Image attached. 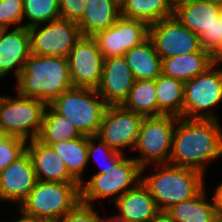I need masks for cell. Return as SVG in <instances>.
Instances as JSON below:
<instances>
[{
    "instance_id": "cell-27",
    "label": "cell",
    "mask_w": 222,
    "mask_h": 222,
    "mask_svg": "<svg viewBox=\"0 0 222 222\" xmlns=\"http://www.w3.org/2000/svg\"><path fill=\"white\" fill-rule=\"evenodd\" d=\"M66 164L70 175L81 184L88 164V137L63 140L50 145Z\"/></svg>"
},
{
    "instance_id": "cell-9",
    "label": "cell",
    "mask_w": 222,
    "mask_h": 222,
    "mask_svg": "<svg viewBox=\"0 0 222 222\" xmlns=\"http://www.w3.org/2000/svg\"><path fill=\"white\" fill-rule=\"evenodd\" d=\"M217 64L184 82L183 118L217 120L212 109L222 101V68L216 69Z\"/></svg>"
},
{
    "instance_id": "cell-13",
    "label": "cell",
    "mask_w": 222,
    "mask_h": 222,
    "mask_svg": "<svg viewBox=\"0 0 222 222\" xmlns=\"http://www.w3.org/2000/svg\"><path fill=\"white\" fill-rule=\"evenodd\" d=\"M148 30L146 22L120 16L112 26L97 32L93 38L104 58L118 57L146 41Z\"/></svg>"
},
{
    "instance_id": "cell-21",
    "label": "cell",
    "mask_w": 222,
    "mask_h": 222,
    "mask_svg": "<svg viewBox=\"0 0 222 222\" xmlns=\"http://www.w3.org/2000/svg\"><path fill=\"white\" fill-rule=\"evenodd\" d=\"M215 62L209 51L173 56L162 59V74L186 82L205 72Z\"/></svg>"
},
{
    "instance_id": "cell-28",
    "label": "cell",
    "mask_w": 222,
    "mask_h": 222,
    "mask_svg": "<svg viewBox=\"0 0 222 222\" xmlns=\"http://www.w3.org/2000/svg\"><path fill=\"white\" fill-rule=\"evenodd\" d=\"M82 135L76 130L69 118L58 114L50 105L46 106L40 133L37 139L46 144H56Z\"/></svg>"
},
{
    "instance_id": "cell-26",
    "label": "cell",
    "mask_w": 222,
    "mask_h": 222,
    "mask_svg": "<svg viewBox=\"0 0 222 222\" xmlns=\"http://www.w3.org/2000/svg\"><path fill=\"white\" fill-rule=\"evenodd\" d=\"M174 0H122L120 14L148 25L173 16Z\"/></svg>"
},
{
    "instance_id": "cell-43",
    "label": "cell",
    "mask_w": 222,
    "mask_h": 222,
    "mask_svg": "<svg viewBox=\"0 0 222 222\" xmlns=\"http://www.w3.org/2000/svg\"><path fill=\"white\" fill-rule=\"evenodd\" d=\"M213 222H222V212L216 217Z\"/></svg>"
},
{
    "instance_id": "cell-30",
    "label": "cell",
    "mask_w": 222,
    "mask_h": 222,
    "mask_svg": "<svg viewBox=\"0 0 222 222\" xmlns=\"http://www.w3.org/2000/svg\"><path fill=\"white\" fill-rule=\"evenodd\" d=\"M23 17L28 29L60 19L59 0H23Z\"/></svg>"
},
{
    "instance_id": "cell-20",
    "label": "cell",
    "mask_w": 222,
    "mask_h": 222,
    "mask_svg": "<svg viewBox=\"0 0 222 222\" xmlns=\"http://www.w3.org/2000/svg\"><path fill=\"white\" fill-rule=\"evenodd\" d=\"M113 204L119 211L116 215L127 222H149L159 211L154 198L142 181Z\"/></svg>"
},
{
    "instance_id": "cell-39",
    "label": "cell",
    "mask_w": 222,
    "mask_h": 222,
    "mask_svg": "<svg viewBox=\"0 0 222 222\" xmlns=\"http://www.w3.org/2000/svg\"><path fill=\"white\" fill-rule=\"evenodd\" d=\"M101 222H127V221L124 220L123 218H120L118 215L111 216L109 218L105 215V217L102 219Z\"/></svg>"
},
{
    "instance_id": "cell-2",
    "label": "cell",
    "mask_w": 222,
    "mask_h": 222,
    "mask_svg": "<svg viewBox=\"0 0 222 222\" xmlns=\"http://www.w3.org/2000/svg\"><path fill=\"white\" fill-rule=\"evenodd\" d=\"M17 93L50 105L63 92L73 88L68 59L30 54L16 79Z\"/></svg>"
},
{
    "instance_id": "cell-8",
    "label": "cell",
    "mask_w": 222,
    "mask_h": 222,
    "mask_svg": "<svg viewBox=\"0 0 222 222\" xmlns=\"http://www.w3.org/2000/svg\"><path fill=\"white\" fill-rule=\"evenodd\" d=\"M141 169L133 157H126L111 171L94 174L90 180L80 184L81 202L93 206L94 200L111 198L114 203L141 181Z\"/></svg>"
},
{
    "instance_id": "cell-15",
    "label": "cell",
    "mask_w": 222,
    "mask_h": 222,
    "mask_svg": "<svg viewBox=\"0 0 222 222\" xmlns=\"http://www.w3.org/2000/svg\"><path fill=\"white\" fill-rule=\"evenodd\" d=\"M135 78L124 56L104 59L97 92L108 106L122 105L134 85Z\"/></svg>"
},
{
    "instance_id": "cell-1",
    "label": "cell",
    "mask_w": 222,
    "mask_h": 222,
    "mask_svg": "<svg viewBox=\"0 0 222 222\" xmlns=\"http://www.w3.org/2000/svg\"><path fill=\"white\" fill-rule=\"evenodd\" d=\"M214 119L178 118L169 163L205 173L210 161L222 157V128Z\"/></svg>"
},
{
    "instance_id": "cell-3",
    "label": "cell",
    "mask_w": 222,
    "mask_h": 222,
    "mask_svg": "<svg viewBox=\"0 0 222 222\" xmlns=\"http://www.w3.org/2000/svg\"><path fill=\"white\" fill-rule=\"evenodd\" d=\"M154 173L141 176L142 183L154 198L159 210L167 211L173 205L194 197L205 187L201 172L170 163L154 164Z\"/></svg>"
},
{
    "instance_id": "cell-33",
    "label": "cell",
    "mask_w": 222,
    "mask_h": 222,
    "mask_svg": "<svg viewBox=\"0 0 222 222\" xmlns=\"http://www.w3.org/2000/svg\"><path fill=\"white\" fill-rule=\"evenodd\" d=\"M23 20V0H0V29L22 27Z\"/></svg>"
},
{
    "instance_id": "cell-36",
    "label": "cell",
    "mask_w": 222,
    "mask_h": 222,
    "mask_svg": "<svg viewBox=\"0 0 222 222\" xmlns=\"http://www.w3.org/2000/svg\"><path fill=\"white\" fill-rule=\"evenodd\" d=\"M87 0H59L60 18L78 23L86 10Z\"/></svg>"
},
{
    "instance_id": "cell-19",
    "label": "cell",
    "mask_w": 222,
    "mask_h": 222,
    "mask_svg": "<svg viewBox=\"0 0 222 222\" xmlns=\"http://www.w3.org/2000/svg\"><path fill=\"white\" fill-rule=\"evenodd\" d=\"M26 152L31 158L37 180L44 182L78 183L70 175L66 164L51 146L40 142L36 138L27 141Z\"/></svg>"
},
{
    "instance_id": "cell-29",
    "label": "cell",
    "mask_w": 222,
    "mask_h": 222,
    "mask_svg": "<svg viewBox=\"0 0 222 222\" xmlns=\"http://www.w3.org/2000/svg\"><path fill=\"white\" fill-rule=\"evenodd\" d=\"M122 106L143 117L157 116V95L154 80H135Z\"/></svg>"
},
{
    "instance_id": "cell-17",
    "label": "cell",
    "mask_w": 222,
    "mask_h": 222,
    "mask_svg": "<svg viewBox=\"0 0 222 222\" xmlns=\"http://www.w3.org/2000/svg\"><path fill=\"white\" fill-rule=\"evenodd\" d=\"M8 30L0 29V79L12 71L17 79L30 56V35L25 26Z\"/></svg>"
},
{
    "instance_id": "cell-24",
    "label": "cell",
    "mask_w": 222,
    "mask_h": 222,
    "mask_svg": "<svg viewBox=\"0 0 222 222\" xmlns=\"http://www.w3.org/2000/svg\"><path fill=\"white\" fill-rule=\"evenodd\" d=\"M135 80H155L162 73V59L147 39L124 54Z\"/></svg>"
},
{
    "instance_id": "cell-37",
    "label": "cell",
    "mask_w": 222,
    "mask_h": 222,
    "mask_svg": "<svg viewBox=\"0 0 222 222\" xmlns=\"http://www.w3.org/2000/svg\"><path fill=\"white\" fill-rule=\"evenodd\" d=\"M149 222H174V220L167 211L159 210Z\"/></svg>"
},
{
    "instance_id": "cell-34",
    "label": "cell",
    "mask_w": 222,
    "mask_h": 222,
    "mask_svg": "<svg viewBox=\"0 0 222 222\" xmlns=\"http://www.w3.org/2000/svg\"><path fill=\"white\" fill-rule=\"evenodd\" d=\"M102 217L94 206L80 202L73 210L59 218V222H101Z\"/></svg>"
},
{
    "instance_id": "cell-16",
    "label": "cell",
    "mask_w": 222,
    "mask_h": 222,
    "mask_svg": "<svg viewBox=\"0 0 222 222\" xmlns=\"http://www.w3.org/2000/svg\"><path fill=\"white\" fill-rule=\"evenodd\" d=\"M37 181L32 161L27 152L0 172V200L20 204Z\"/></svg>"
},
{
    "instance_id": "cell-23",
    "label": "cell",
    "mask_w": 222,
    "mask_h": 222,
    "mask_svg": "<svg viewBox=\"0 0 222 222\" xmlns=\"http://www.w3.org/2000/svg\"><path fill=\"white\" fill-rule=\"evenodd\" d=\"M204 187L192 198L170 207L167 212L174 222H213L222 212L219 205L208 202Z\"/></svg>"
},
{
    "instance_id": "cell-18",
    "label": "cell",
    "mask_w": 222,
    "mask_h": 222,
    "mask_svg": "<svg viewBox=\"0 0 222 222\" xmlns=\"http://www.w3.org/2000/svg\"><path fill=\"white\" fill-rule=\"evenodd\" d=\"M173 16L199 38L221 18L213 0H174Z\"/></svg>"
},
{
    "instance_id": "cell-7",
    "label": "cell",
    "mask_w": 222,
    "mask_h": 222,
    "mask_svg": "<svg viewBox=\"0 0 222 222\" xmlns=\"http://www.w3.org/2000/svg\"><path fill=\"white\" fill-rule=\"evenodd\" d=\"M177 119L172 115L143 117L134 147L142 156L133 157L142 167L141 174L151 163H169Z\"/></svg>"
},
{
    "instance_id": "cell-10",
    "label": "cell",
    "mask_w": 222,
    "mask_h": 222,
    "mask_svg": "<svg viewBox=\"0 0 222 222\" xmlns=\"http://www.w3.org/2000/svg\"><path fill=\"white\" fill-rule=\"evenodd\" d=\"M30 54L68 57L82 37L76 22L57 19L28 29Z\"/></svg>"
},
{
    "instance_id": "cell-5",
    "label": "cell",
    "mask_w": 222,
    "mask_h": 222,
    "mask_svg": "<svg viewBox=\"0 0 222 222\" xmlns=\"http://www.w3.org/2000/svg\"><path fill=\"white\" fill-rule=\"evenodd\" d=\"M50 106L69 118L82 136H97L107 104L96 89L73 87L63 92Z\"/></svg>"
},
{
    "instance_id": "cell-11",
    "label": "cell",
    "mask_w": 222,
    "mask_h": 222,
    "mask_svg": "<svg viewBox=\"0 0 222 222\" xmlns=\"http://www.w3.org/2000/svg\"><path fill=\"white\" fill-rule=\"evenodd\" d=\"M148 39L161 59L207 51L202 48L200 38L174 16L150 24Z\"/></svg>"
},
{
    "instance_id": "cell-6",
    "label": "cell",
    "mask_w": 222,
    "mask_h": 222,
    "mask_svg": "<svg viewBox=\"0 0 222 222\" xmlns=\"http://www.w3.org/2000/svg\"><path fill=\"white\" fill-rule=\"evenodd\" d=\"M46 104L22 95L15 97L0 94V131L30 141L40 133Z\"/></svg>"
},
{
    "instance_id": "cell-35",
    "label": "cell",
    "mask_w": 222,
    "mask_h": 222,
    "mask_svg": "<svg viewBox=\"0 0 222 222\" xmlns=\"http://www.w3.org/2000/svg\"><path fill=\"white\" fill-rule=\"evenodd\" d=\"M201 46L216 57L222 51V17L200 37Z\"/></svg>"
},
{
    "instance_id": "cell-12",
    "label": "cell",
    "mask_w": 222,
    "mask_h": 222,
    "mask_svg": "<svg viewBox=\"0 0 222 222\" xmlns=\"http://www.w3.org/2000/svg\"><path fill=\"white\" fill-rule=\"evenodd\" d=\"M142 119V115L127 110L122 105L107 106L97 137L120 153H124L123 150L127 147L133 150Z\"/></svg>"
},
{
    "instance_id": "cell-4",
    "label": "cell",
    "mask_w": 222,
    "mask_h": 222,
    "mask_svg": "<svg viewBox=\"0 0 222 222\" xmlns=\"http://www.w3.org/2000/svg\"><path fill=\"white\" fill-rule=\"evenodd\" d=\"M81 202L79 183L44 182L37 180L34 188L20 204L19 212L31 219H59Z\"/></svg>"
},
{
    "instance_id": "cell-32",
    "label": "cell",
    "mask_w": 222,
    "mask_h": 222,
    "mask_svg": "<svg viewBox=\"0 0 222 222\" xmlns=\"http://www.w3.org/2000/svg\"><path fill=\"white\" fill-rule=\"evenodd\" d=\"M27 141L3 135L0 138V172L26 152Z\"/></svg>"
},
{
    "instance_id": "cell-31",
    "label": "cell",
    "mask_w": 222,
    "mask_h": 222,
    "mask_svg": "<svg viewBox=\"0 0 222 222\" xmlns=\"http://www.w3.org/2000/svg\"><path fill=\"white\" fill-rule=\"evenodd\" d=\"M98 143H96L97 141ZM98 152L102 154V160L104 162L99 163L100 170L96 174L107 173L112 169L116 168L126 157L123 153H120L112 148H110L106 143H104L99 137L91 136L88 137V164L90 159L95 158L98 161ZM101 159V157L99 158ZM99 162H101L99 160ZM98 163V162H97ZM102 164V165H101Z\"/></svg>"
},
{
    "instance_id": "cell-44",
    "label": "cell",
    "mask_w": 222,
    "mask_h": 222,
    "mask_svg": "<svg viewBox=\"0 0 222 222\" xmlns=\"http://www.w3.org/2000/svg\"><path fill=\"white\" fill-rule=\"evenodd\" d=\"M218 6H219V11H220V14H221V17H222V0L218 1Z\"/></svg>"
},
{
    "instance_id": "cell-41",
    "label": "cell",
    "mask_w": 222,
    "mask_h": 222,
    "mask_svg": "<svg viewBox=\"0 0 222 222\" xmlns=\"http://www.w3.org/2000/svg\"><path fill=\"white\" fill-rule=\"evenodd\" d=\"M15 222H31V218L26 217V216L21 214V217L19 219H17Z\"/></svg>"
},
{
    "instance_id": "cell-14",
    "label": "cell",
    "mask_w": 222,
    "mask_h": 222,
    "mask_svg": "<svg viewBox=\"0 0 222 222\" xmlns=\"http://www.w3.org/2000/svg\"><path fill=\"white\" fill-rule=\"evenodd\" d=\"M67 59L73 87L97 89L101 81L105 58L96 40L91 36H82Z\"/></svg>"
},
{
    "instance_id": "cell-40",
    "label": "cell",
    "mask_w": 222,
    "mask_h": 222,
    "mask_svg": "<svg viewBox=\"0 0 222 222\" xmlns=\"http://www.w3.org/2000/svg\"><path fill=\"white\" fill-rule=\"evenodd\" d=\"M31 222H59V219H53V218H34V219H31Z\"/></svg>"
},
{
    "instance_id": "cell-22",
    "label": "cell",
    "mask_w": 222,
    "mask_h": 222,
    "mask_svg": "<svg viewBox=\"0 0 222 222\" xmlns=\"http://www.w3.org/2000/svg\"><path fill=\"white\" fill-rule=\"evenodd\" d=\"M120 16V3L117 0H87L85 13L77 23L81 36L93 37L112 26Z\"/></svg>"
},
{
    "instance_id": "cell-38",
    "label": "cell",
    "mask_w": 222,
    "mask_h": 222,
    "mask_svg": "<svg viewBox=\"0 0 222 222\" xmlns=\"http://www.w3.org/2000/svg\"><path fill=\"white\" fill-rule=\"evenodd\" d=\"M213 195L215 202L219 205V208L222 210V182L216 187Z\"/></svg>"
},
{
    "instance_id": "cell-25",
    "label": "cell",
    "mask_w": 222,
    "mask_h": 222,
    "mask_svg": "<svg viewBox=\"0 0 222 222\" xmlns=\"http://www.w3.org/2000/svg\"><path fill=\"white\" fill-rule=\"evenodd\" d=\"M157 95V116L183 118L184 82L162 73L154 80Z\"/></svg>"
},
{
    "instance_id": "cell-42",
    "label": "cell",
    "mask_w": 222,
    "mask_h": 222,
    "mask_svg": "<svg viewBox=\"0 0 222 222\" xmlns=\"http://www.w3.org/2000/svg\"><path fill=\"white\" fill-rule=\"evenodd\" d=\"M215 61L218 63H222V51L215 57Z\"/></svg>"
}]
</instances>
